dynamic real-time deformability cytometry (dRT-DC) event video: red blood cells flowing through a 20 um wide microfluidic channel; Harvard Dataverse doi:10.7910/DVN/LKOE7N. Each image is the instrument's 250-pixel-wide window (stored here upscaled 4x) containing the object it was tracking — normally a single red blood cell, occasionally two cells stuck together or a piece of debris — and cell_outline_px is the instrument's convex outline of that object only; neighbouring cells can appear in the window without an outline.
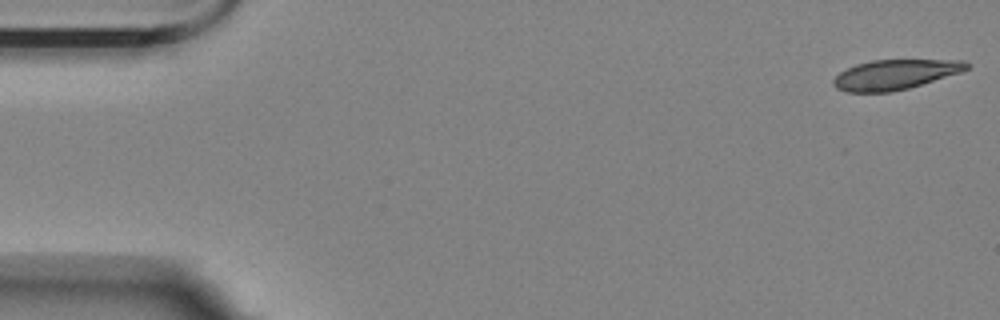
{"species": "Egyptian fruit bat (a non-hibernating species)", "species_latin": "Rousettus aegyptiacus", "temperature_condition": "room temperature", "stored_images_in_passage": 17, "camera_frame_rate_fps": 3000, "um_per_image_px": 0.085, "animal": {"sex": "female"}, "frame": {"image": 1, "passage_image": 1, "time_ms": 0.0, "image_size_px": [1000, 320], "cell_outline_px": [[972, 64], [968, 68], [960, 72], [908, 88], [892, 92], [848, 92], [836, 88], [832, 84], [832, 80], [840, 72], [856, 64], [872, 60], [964, 60]], "centroid_in_image_um": [76.07, 6.33], "position_along_channel_um": 8.9, "area_um2": 23.06}}
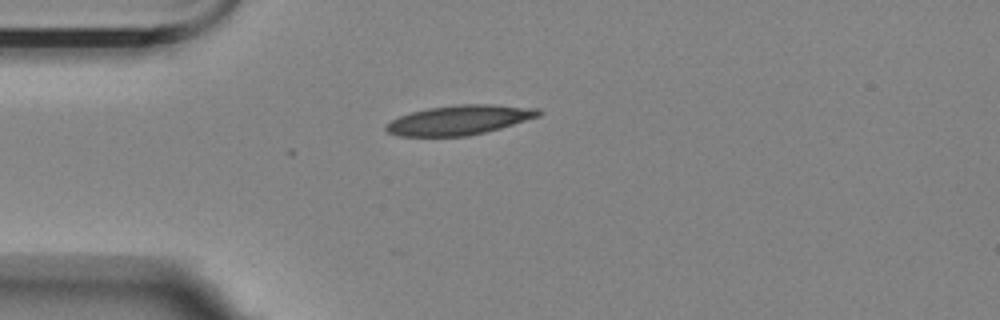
{"frame": {"image": 2, "passage_image": 14, "time_ms": 4.333, "image_size_px": [1000, 320], "cell_outline_px": [[544, 112], [540, 116], [500, 128], [468, 136], [400, 136], [388, 132], [384, 128], [384, 124], [400, 116], [412, 112], [428, 108], [460, 104], [492, 104], [540, 108]], "centroid_in_image_um": [39.08, 10.19], "position_along_channel_um": 45.9, "area_um2": 26.3}}